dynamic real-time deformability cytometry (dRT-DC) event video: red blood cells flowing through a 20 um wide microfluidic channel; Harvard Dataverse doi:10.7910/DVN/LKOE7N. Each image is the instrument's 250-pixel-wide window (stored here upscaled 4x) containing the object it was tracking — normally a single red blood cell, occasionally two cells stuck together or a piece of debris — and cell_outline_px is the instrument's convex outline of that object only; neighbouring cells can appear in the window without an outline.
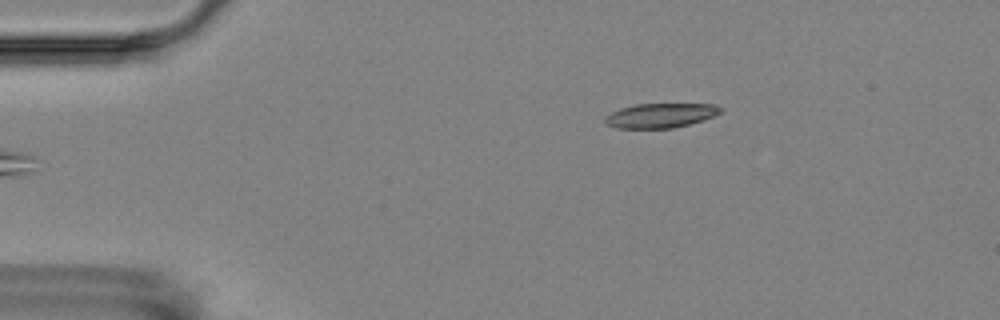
{"species": "Egyptian fruit bat (a non-hibernating species)", "species_latin": "Rousettus aegyptiacus", "temperature_condition": "room temperature", "stored_images_in_passage": 3, "camera_frame_rate_fps": 3000, "um_per_image_px": 0.085, "animal": {"sex": "female"}, "frame": {"image": 1, "passage_image": 3, "time_ms": 2.333, "image_size_px": [1000, 320], "cell_outline_px": [[724, 108], [716, 116], [704, 120], [672, 128], [616, 128], [604, 124], [604, 116], [620, 108], [636, 104], [716, 104]], "centroid_in_image_um": [56.14, 9.81], "position_along_channel_um": 28.9, "area_um2": 16.65}}